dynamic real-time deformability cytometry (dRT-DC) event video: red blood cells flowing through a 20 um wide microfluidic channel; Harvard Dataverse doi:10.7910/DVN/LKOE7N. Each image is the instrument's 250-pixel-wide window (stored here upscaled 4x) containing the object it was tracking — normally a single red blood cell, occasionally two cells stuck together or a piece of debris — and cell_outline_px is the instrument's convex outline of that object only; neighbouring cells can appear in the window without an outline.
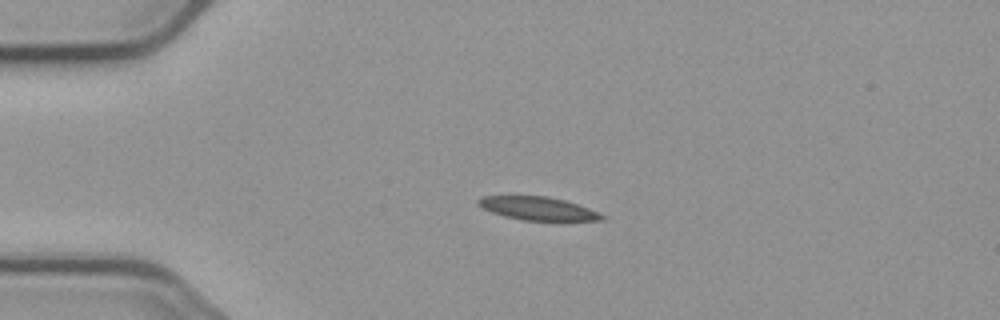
{"species": "common noctule bat (a hibernating species)", "species_latin": "Nyctalus noctula", "temperature_condition": "cold", "stored_images_in_passage": 5, "camera_frame_rate_fps": 3000, "um_per_image_px": 0.085, "animal": {"sex": "male", "body_mass_g": 23.1, "forearm_length_mm": 52.7}, "frame": {"image": 1, "passage_image": 4, "time_ms": 4.333, "image_size_px": [1000, 320], "cell_outline_px": [[608, 216], [604, 220], [520, 220], [504, 216], [492, 212], [476, 204], [476, 200], [484, 196], [548, 196], [564, 200], [588, 208]], "centroid_in_image_um": [45.72, 17.72], "position_along_channel_um": 39.3, "area_um2": 16.65}}